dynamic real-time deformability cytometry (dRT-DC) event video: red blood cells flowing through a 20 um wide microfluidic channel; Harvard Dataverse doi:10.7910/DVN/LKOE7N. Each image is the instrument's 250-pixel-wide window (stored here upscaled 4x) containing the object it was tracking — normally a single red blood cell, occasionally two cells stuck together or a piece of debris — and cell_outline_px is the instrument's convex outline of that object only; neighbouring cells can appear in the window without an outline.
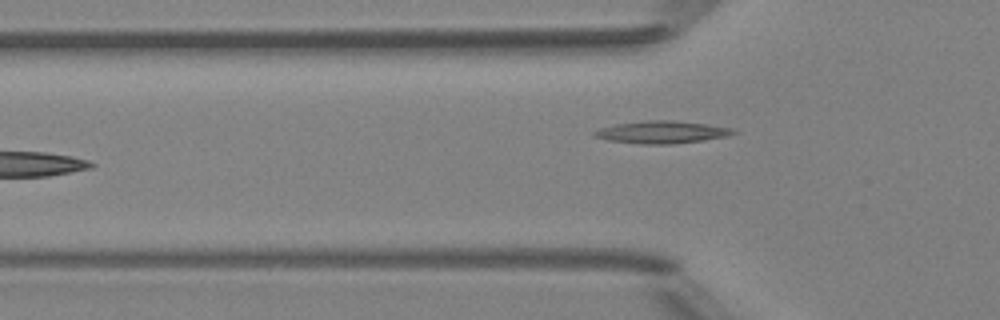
{"species": "Egyptian fruit bat (a non-hibernating species)", "species_latin": "Rousettus aegyptiacus", "temperature_condition": "room temperature", "stored_images_in_passage": 6, "camera_frame_rate_fps": 3000, "um_per_image_px": 0.085, "animal": {"sex": "female"}, "frame": {"image": 1, "passage_image": 6, "time_ms": 6.667, "image_size_px": [1000, 320], "cell_outline_px": [[736, 132], [724, 136], [704, 140], [668, 144], [640, 144], [608, 140], [596, 136], [592, 132], [600, 128], [616, 124], [644, 120], [672, 120], [704, 124], [732, 128]], "centroid_in_image_um": [56.2, 11.23], "position_along_channel_um": 69.6, "area_um2": 17.8}}